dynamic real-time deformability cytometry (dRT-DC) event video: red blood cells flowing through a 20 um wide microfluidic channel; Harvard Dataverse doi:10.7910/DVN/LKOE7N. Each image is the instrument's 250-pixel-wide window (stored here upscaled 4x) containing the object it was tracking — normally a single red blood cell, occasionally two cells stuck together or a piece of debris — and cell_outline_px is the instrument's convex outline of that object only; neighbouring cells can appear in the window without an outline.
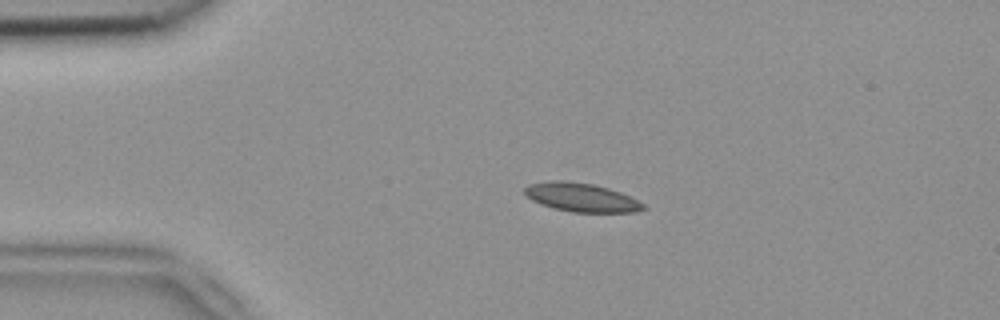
{"species": "common noctule bat (a hibernating species)", "species_latin": "Nyctalus noctula", "temperature_condition": "room temperature", "stored_images_in_passage": 2, "camera_frame_rate_fps": 3000, "um_per_image_px": 0.085, "animal": {"sex": "female", "body_mass_g": 18.4}, "frame": {"image": 1, "passage_image": 1, "time_ms": 0.0, "image_size_px": [1000, 320], "cell_outline_px": [[648, 208], [636, 212], [572, 212], [552, 208], [540, 204], [524, 196], [524, 188], [528, 184], [548, 180], [564, 180], [592, 184], [608, 188], [620, 192], [644, 204]], "centroid_in_image_um": [49.36, 16.77], "position_along_channel_um": 35.6, "area_um2": 20.0}}